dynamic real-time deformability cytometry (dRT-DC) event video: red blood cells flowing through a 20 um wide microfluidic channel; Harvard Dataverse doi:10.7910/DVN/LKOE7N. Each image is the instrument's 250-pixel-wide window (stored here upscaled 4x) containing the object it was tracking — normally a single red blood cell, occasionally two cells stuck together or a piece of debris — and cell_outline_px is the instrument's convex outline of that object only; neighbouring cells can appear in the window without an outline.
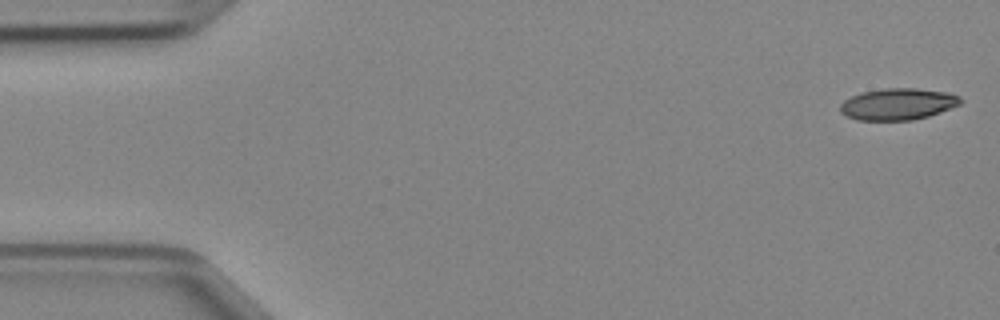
{"species": "Egyptian fruit bat (a non-hibernating species)", "species_latin": "Rousettus aegyptiacus", "temperature_condition": "cold", "stored_images_in_passage": 46, "camera_frame_rate_fps": 3000, "um_per_image_px": 0.085, "animal": {"sex": "female"}, "frame": {"image": 1, "passage_image": 1, "time_ms": 0.0, "image_size_px": [1000, 320], "cell_outline_px": [[964, 100], [960, 104], [940, 112], [928, 116], [912, 120], [856, 120], [844, 116], [840, 112], [840, 104], [844, 100], [860, 92], [884, 88], [916, 88], [948, 92], [960, 96]], "centroid_in_image_um": [76.31, 8.84], "position_along_channel_um": 8.7, "area_um2": 22.37}}
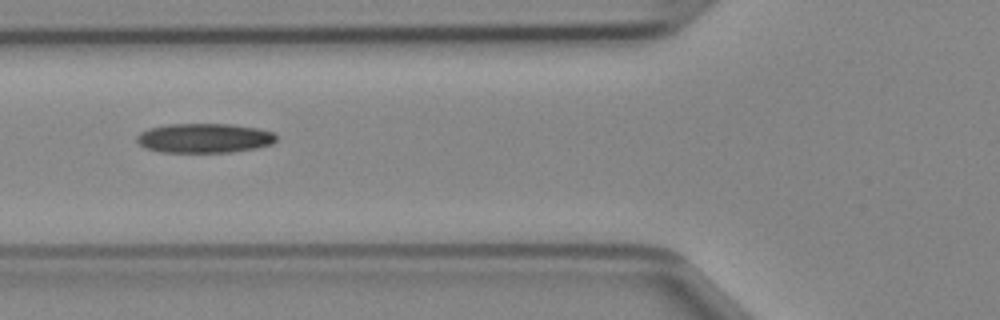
{"frame": {"image": 2, "passage_image": 17, "time_ms": 5.333, "image_size_px": [1000, 320], "cell_outline_px": [[276, 140], [272, 144], [256, 148], [232, 152], [160, 152], [144, 148], [136, 140], [136, 136], [140, 132], [148, 128], [168, 124], [232, 124], [260, 128], [272, 132], [276, 136]], "centroid_in_image_um": [17.35, 11.74], "position_along_channel_um": 108.4, "area_um2": 24.16}}
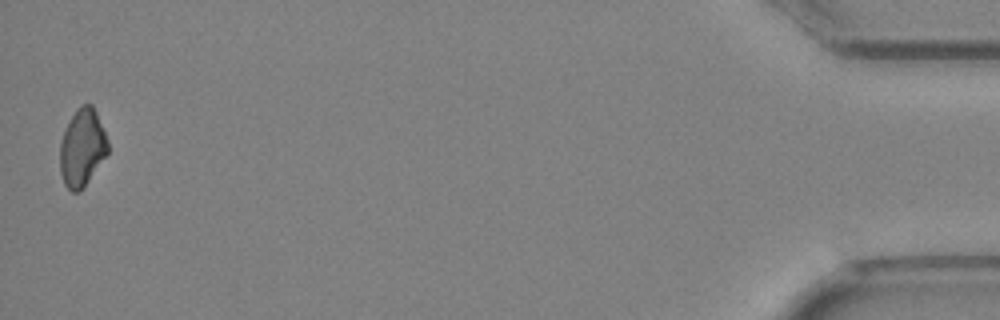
{"frame": {"image": 3, "passage_image": 46, "time_ms": 15.0, "image_size_px": [1000, 320], "cell_outline_px": [[108, 152], [84, 188], [80, 192], [72, 192], [64, 184], [60, 172], [60, 140], [76, 108], [80, 104], [92, 104], [96, 112], [108, 140]], "centroid_in_image_um": [6.98, 12.57], "position_along_channel_um": 428.2, "area_um2": 21.62}}